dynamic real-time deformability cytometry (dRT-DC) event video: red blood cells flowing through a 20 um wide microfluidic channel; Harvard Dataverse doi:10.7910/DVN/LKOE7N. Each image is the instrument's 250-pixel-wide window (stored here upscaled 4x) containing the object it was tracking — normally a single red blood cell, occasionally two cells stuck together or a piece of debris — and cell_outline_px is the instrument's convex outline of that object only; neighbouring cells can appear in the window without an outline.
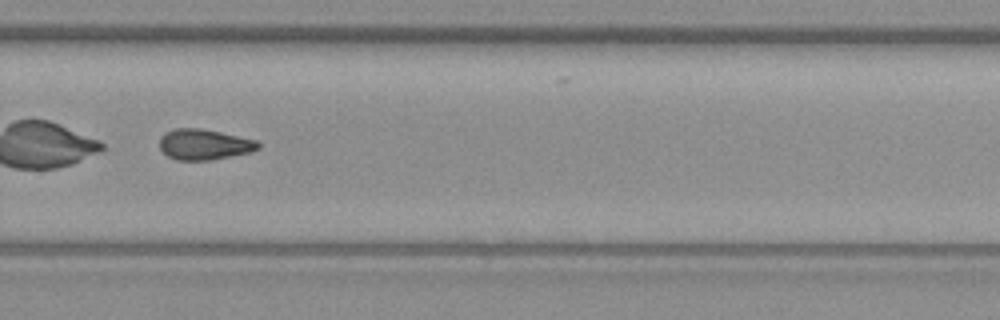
{"species": "common noctule bat (a hibernating species)", "species_latin": "Nyctalus noctula", "temperature_condition": "warm", "stored_images_in_passage": 34, "camera_frame_rate_fps": 3000, "um_per_image_px": 0.085, "animal": {"sex": "female", "body_mass_g": 19.3, "forearm_length_mm": 54.1}, "frame": {"image": 1, "passage_image": 20, "time_ms": 6.333, "image_size_px": [1000, 320], "cell_outline_px": [[260, 148], [252, 152], [212, 160], [176, 160], [168, 156], [160, 148], [160, 136], [164, 132], [176, 128], [200, 128], [220, 132], [256, 140], [260, 144]], "centroid_in_image_um": [17.35, 12.28], "position_along_channel_um": 312.4, "area_um2": 17.69}, "authors_computed_cell_mechanics": {"area_um2": 17.3978, "velocity_mm_per_s": 4.1549, "shape_relaxation_time_tau1_ms": null, "shape_relaxation_time_tau2_ms": 3.9971, "deformation_change_tau1": null, "deformation_change_tau2": 0.1175}}